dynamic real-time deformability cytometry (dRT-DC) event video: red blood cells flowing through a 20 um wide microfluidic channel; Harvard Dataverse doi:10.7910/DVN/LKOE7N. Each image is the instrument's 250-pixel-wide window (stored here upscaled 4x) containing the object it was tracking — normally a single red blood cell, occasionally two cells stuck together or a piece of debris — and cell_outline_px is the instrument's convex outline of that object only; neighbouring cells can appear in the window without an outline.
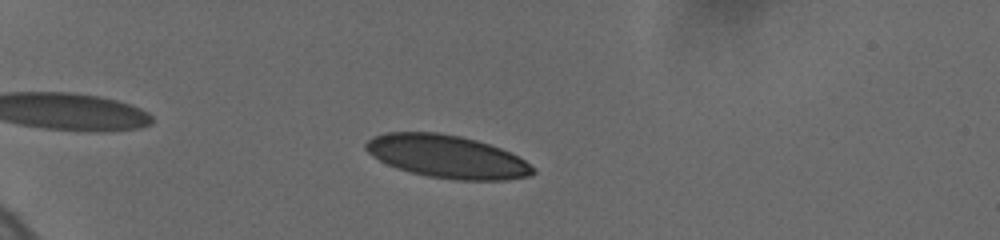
{"species": "human", "species_latin": "Homo sapiens", "temperature_condition": "cold", "stored_images_in_passage": 24, "camera_frame_rate_fps": 3000, "um_per_image_px": 0.085, "donor": {"sex": "female"}, "frame": {"image": 1, "passage_image": 8, "time_ms": 2.0, "image_size_px": [1000, 240], "cell_outline_px": [[536, 172], [528, 176], [504, 180], [456, 180], [428, 176], [396, 168], [372, 156], [364, 148], [364, 144], [372, 136], [388, 132], [436, 132], [460, 136], [476, 140], [512, 152], [536, 168]], "centroid_in_image_um": [38.0, 13.3], "position_along_channel_um": 47.0, "area_um2": 41.73}}
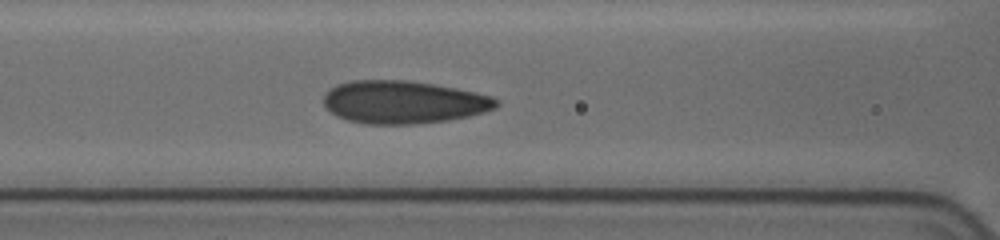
{"frame": {"image": 2, "passage_image": 18, "time_ms": 5.667, "image_size_px": [1000, 240], "cell_outline_px": [[500, 104], [496, 108], [484, 112], [468, 116], [448, 120], [412, 124], [364, 124], [348, 120], [336, 116], [324, 108], [324, 96], [336, 84], [352, 80], [404, 80], [432, 84], [456, 88], [492, 96]], "centroid_in_image_um": [34.27, 8.68], "position_along_channel_um": 132.3, "area_um2": 43.06}}
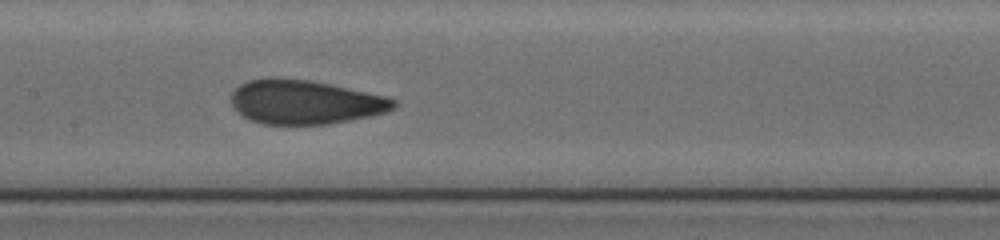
{"frame": {"image": 3, "passage_image": 23, "time_ms": 7.0, "image_size_px": [1000, 240], "cell_outline_px": [[396, 108], [384, 112], [368, 116], [328, 124], [264, 124], [248, 120], [236, 112], [232, 108], [232, 92], [240, 84], [248, 80], [268, 76], [272, 76], [308, 80], [328, 84], [384, 96], [396, 100]], "centroid_in_image_um": [25.83, 8.67], "position_along_channel_um": 181.6, "area_um2": 41.73}}